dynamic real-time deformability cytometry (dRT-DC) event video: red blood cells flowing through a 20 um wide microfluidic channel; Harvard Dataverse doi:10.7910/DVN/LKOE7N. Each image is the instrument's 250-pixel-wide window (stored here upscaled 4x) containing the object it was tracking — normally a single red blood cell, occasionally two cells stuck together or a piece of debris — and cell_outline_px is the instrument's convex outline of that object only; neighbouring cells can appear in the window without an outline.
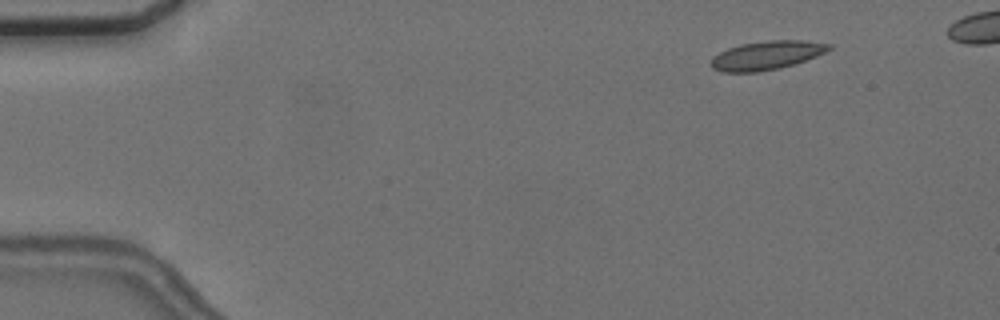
{"species": "common noctule bat (a hibernating species)", "species_latin": "Nyctalus noctula", "temperature_condition": "cold", "stored_images_in_passage": 6, "camera_frame_rate_fps": 3000, "um_per_image_px": 0.085, "animal": {"sex": "female", "body_mass_g": 24.6, "forearm_length_mm": 56.2}, "frame": {"image": 1, "passage_image": 2, "time_ms": 1.0, "image_size_px": [1000, 320], "cell_outline_px": [[832, 48], [816, 56], [796, 64], [780, 68], [756, 72], [724, 72], [712, 68], [712, 56], [728, 48], [740, 44], [768, 40], [804, 40], [832, 44]], "centroid_in_image_um": [65.18, 4.7], "position_along_channel_um": 19.8, "area_um2": 19.77}}